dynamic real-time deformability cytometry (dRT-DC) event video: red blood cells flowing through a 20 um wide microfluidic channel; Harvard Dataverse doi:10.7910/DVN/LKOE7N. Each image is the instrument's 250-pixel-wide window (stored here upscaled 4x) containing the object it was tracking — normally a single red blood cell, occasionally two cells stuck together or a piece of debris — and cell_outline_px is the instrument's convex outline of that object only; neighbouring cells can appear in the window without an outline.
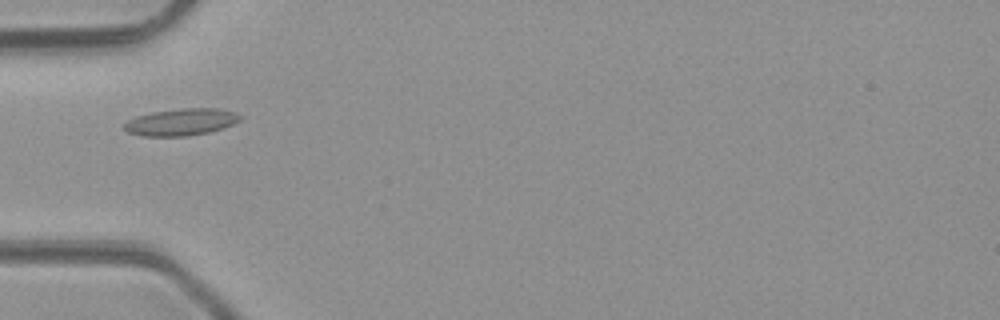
{"species": "common noctule bat (a hibernating species)", "species_latin": "Nyctalus noctula", "temperature_condition": "room temperature", "stored_images_in_passage": 5, "camera_frame_rate_fps": 3000, "um_per_image_px": 0.085, "animal": {"sex": "male", "body_mass_g": 23.1, "forearm_length_mm": 52.7}, "frame": {"image": 1, "passage_image": 4, "time_ms": 3.667, "image_size_px": [1000, 320], "cell_outline_px": [[244, 116], [240, 120], [224, 128], [208, 132], [188, 136], [140, 136], [128, 132], [124, 128], [124, 124], [128, 120], [136, 116], [152, 112], [180, 108], [220, 108], [236, 112]], "centroid_in_image_um": [15.43, 10.36], "position_along_channel_um": 69.6, "area_um2": 18.38}}
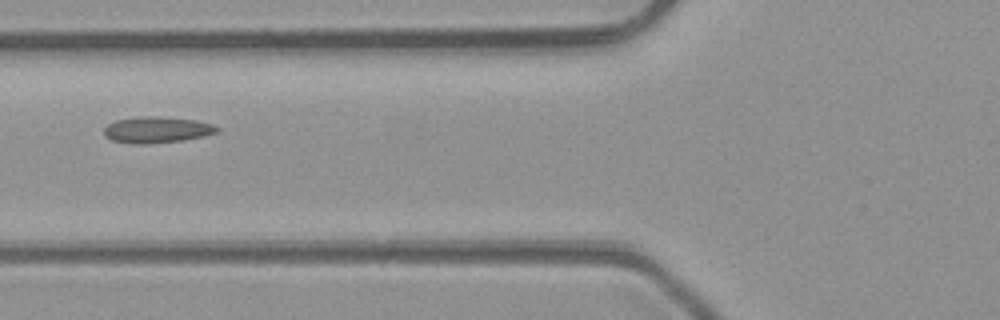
{"frame": {"image": 2, "passage_image": 5, "time_ms": 4.667, "image_size_px": [1000, 320], "cell_outline_px": [[220, 128], [216, 132], [204, 136], [184, 140], [148, 144], [132, 144], [112, 140], [104, 136], [104, 128], [108, 124], [116, 120], [140, 116], [156, 116], [196, 120], [212, 124]], "centroid_in_image_um": [13.31, 11.03], "position_along_channel_um": 112.5, "area_um2": 17.34}}